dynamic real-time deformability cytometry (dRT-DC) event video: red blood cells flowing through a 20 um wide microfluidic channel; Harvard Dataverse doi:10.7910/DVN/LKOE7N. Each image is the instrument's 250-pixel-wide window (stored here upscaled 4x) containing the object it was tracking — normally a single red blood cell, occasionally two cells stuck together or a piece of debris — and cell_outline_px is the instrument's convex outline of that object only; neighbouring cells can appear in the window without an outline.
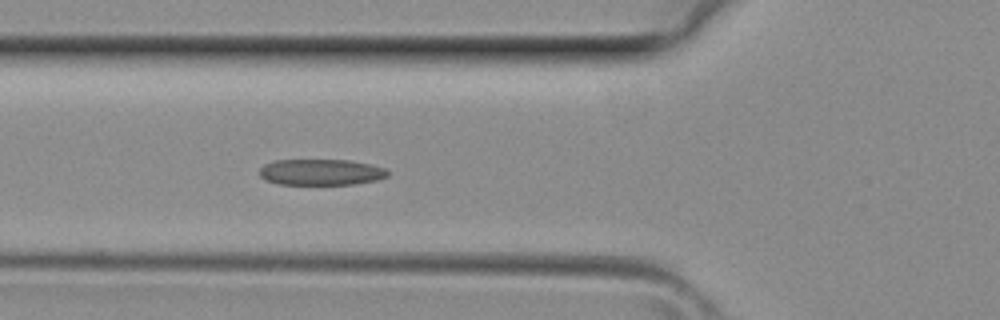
{"species": "common noctule bat (a hibernating species)", "species_latin": "Nyctalus noctula", "temperature_condition": "room temperature", "stored_images_in_passage": 32, "camera_frame_rate_fps": 3000, "um_per_image_px": 0.085, "animal": {"sex": "female", "body_mass_g": 29.2, "forearm_length_mm": 56.3}, "frame": {"image": 1, "passage_image": 6, "time_ms": 1.667, "image_size_px": [1000, 320], "cell_outline_px": [[388, 176], [376, 180], [356, 184], [276, 184], [264, 180], [260, 176], [260, 168], [264, 164], [276, 160], [352, 160], [372, 164], [384, 168], [388, 172]], "centroid_in_image_um": [27.28, 14.63], "position_along_channel_um": 98.5, "area_um2": 19.59}}
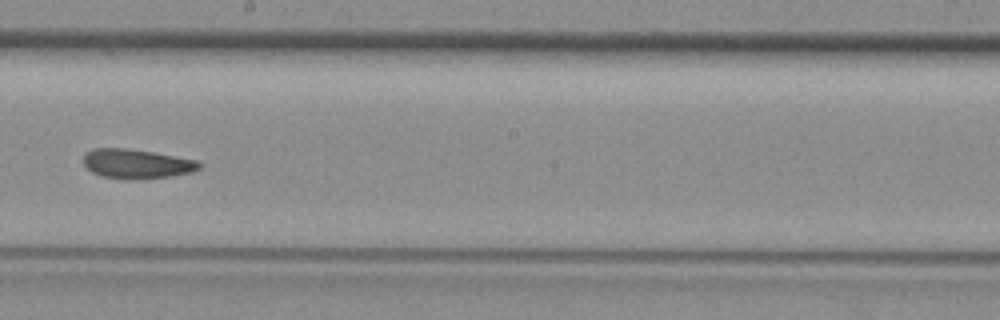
{"frame": {"image": 2, "passage_image": 14, "time_ms": 4.333, "image_size_px": [1000, 320], "cell_outline_px": [[200, 168], [192, 172], [168, 176], [128, 180], [100, 176], [92, 172], [84, 164], [84, 152], [92, 148], [128, 148], [152, 152], [196, 160], [200, 164]], "centroid_in_image_um": [11.55, 13.92], "position_along_channel_um": 236.6, "area_um2": 19.77}}
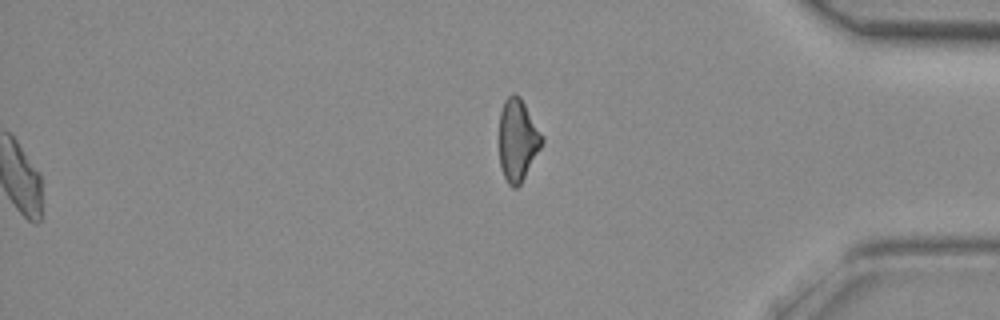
{"frame": {"image": 3, "passage_image": 32, "time_ms": 10.333, "image_size_px": [1000, 320], "cell_outline_px": [[544, 140], [540, 148], [520, 184], [516, 188], [512, 188], [508, 184], [504, 176], [500, 164], [500, 112], [504, 100], [512, 92], [520, 96], [544, 136]], "centroid_in_image_um": [44.0, 11.87], "position_along_channel_um": 391.2, "area_um2": 20.29}}